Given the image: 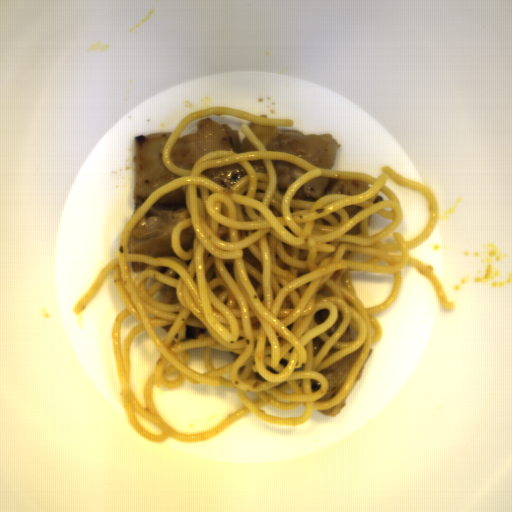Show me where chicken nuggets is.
Listing matches in <instances>:
<instances>
[{"instance_id":"obj_1","label":"chicken nuggets","mask_w":512,"mask_h":512,"mask_svg":"<svg viewBox=\"0 0 512 512\" xmlns=\"http://www.w3.org/2000/svg\"><path fill=\"white\" fill-rule=\"evenodd\" d=\"M191 217L182 186L159 198L131 231L127 254L177 257L172 248V231Z\"/></svg>"},{"instance_id":"obj_2","label":"chicken nuggets","mask_w":512,"mask_h":512,"mask_svg":"<svg viewBox=\"0 0 512 512\" xmlns=\"http://www.w3.org/2000/svg\"><path fill=\"white\" fill-rule=\"evenodd\" d=\"M266 151H280L308 161L320 169H333L342 143L331 135H305L280 125H257L248 127Z\"/></svg>"},{"instance_id":"obj_3","label":"chicken nuggets","mask_w":512,"mask_h":512,"mask_svg":"<svg viewBox=\"0 0 512 512\" xmlns=\"http://www.w3.org/2000/svg\"><path fill=\"white\" fill-rule=\"evenodd\" d=\"M217 150H232L237 154L258 151L246 136L240 139L238 130L227 122L209 118L198 122L195 134L178 137L170 159L176 167L192 170L199 158Z\"/></svg>"},{"instance_id":"obj_4","label":"chicken nuggets","mask_w":512,"mask_h":512,"mask_svg":"<svg viewBox=\"0 0 512 512\" xmlns=\"http://www.w3.org/2000/svg\"><path fill=\"white\" fill-rule=\"evenodd\" d=\"M172 133L133 137V214L158 188L182 176L168 170L163 149Z\"/></svg>"},{"instance_id":"obj_5","label":"chicken nuggets","mask_w":512,"mask_h":512,"mask_svg":"<svg viewBox=\"0 0 512 512\" xmlns=\"http://www.w3.org/2000/svg\"><path fill=\"white\" fill-rule=\"evenodd\" d=\"M371 183L319 177L304 184L292 199L317 201L325 194L355 196L372 188Z\"/></svg>"},{"instance_id":"obj_6","label":"chicken nuggets","mask_w":512,"mask_h":512,"mask_svg":"<svg viewBox=\"0 0 512 512\" xmlns=\"http://www.w3.org/2000/svg\"><path fill=\"white\" fill-rule=\"evenodd\" d=\"M362 347L363 345L356 349L355 351L351 352L350 354L337 360L336 362L326 367L322 371H320L322 375L326 378L329 384V388L325 395H323L314 402H320L327 399H331L333 396L337 394V392L342 387L345 379L347 378L355 360L360 354Z\"/></svg>"},{"instance_id":"obj_7","label":"chicken nuggets","mask_w":512,"mask_h":512,"mask_svg":"<svg viewBox=\"0 0 512 512\" xmlns=\"http://www.w3.org/2000/svg\"><path fill=\"white\" fill-rule=\"evenodd\" d=\"M201 173L226 189H231L238 179L248 174L237 162L224 167L205 169Z\"/></svg>"},{"instance_id":"obj_8","label":"chicken nuggets","mask_w":512,"mask_h":512,"mask_svg":"<svg viewBox=\"0 0 512 512\" xmlns=\"http://www.w3.org/2000/svg\"><path fill=\"white\" fill-rule=\"evenodd\" d=\"M272 165L276 169L279 191L286 192L291 184L308 171L279 159H271Z\"/></svg>"},{"instance_id":"obj_9","label":"chicken nuggets","mask_w":512,"mask_h":512,"mask_svg":"<svg viewBox=\"0 0 512 512\" xmlns=\"http://www.w3.org/2000/svg\"><path fill=\"white\" fill-rule=\"evenodd\" d=\"M153 299L164 303H179L176 288H172L165 284L156 292Z\"/></svg>"},{"instance_id":"obj_10","label":"chicken nuggets","mask_w":512,"mask_h":512,"mask_svg":"<svg viewBox=\"0 0 512 512\" xmlns=\"http://www.w3.org/2000/svg\"><path fill=\"white\" fill-rule=\"evenodd\" d=\"M345 405H346V397L341 402H339L338 404H336L335 406H333L327 410H317V411L326 417H334L335 418L337 415H339L343 411Z\"/></svg>"},{"instance_id":"obj_11","label":"chicken nuggets","mask_w":512,"mask_h":512,"mask_svg":"<svg viewBox=\"0 0 512 512\" xmlns=\"http://www.w3.org/2000/svg\"><path fill=\"white\" fill-rule=\"evenodd\" d=\"M372 355H373V349L370 347V351H369V353H368V356H367V358H366V360H365L364 364L362 365V367L360 368V370H359V372H358V374H357V376H356L354 386H355V385L360 381V379H361V377H362V374H363V371H364V369H365V366H366L367 362L369 361V359L372 357ZM354 386H353V387H354Z\"/></svg>"}]
</instances>
